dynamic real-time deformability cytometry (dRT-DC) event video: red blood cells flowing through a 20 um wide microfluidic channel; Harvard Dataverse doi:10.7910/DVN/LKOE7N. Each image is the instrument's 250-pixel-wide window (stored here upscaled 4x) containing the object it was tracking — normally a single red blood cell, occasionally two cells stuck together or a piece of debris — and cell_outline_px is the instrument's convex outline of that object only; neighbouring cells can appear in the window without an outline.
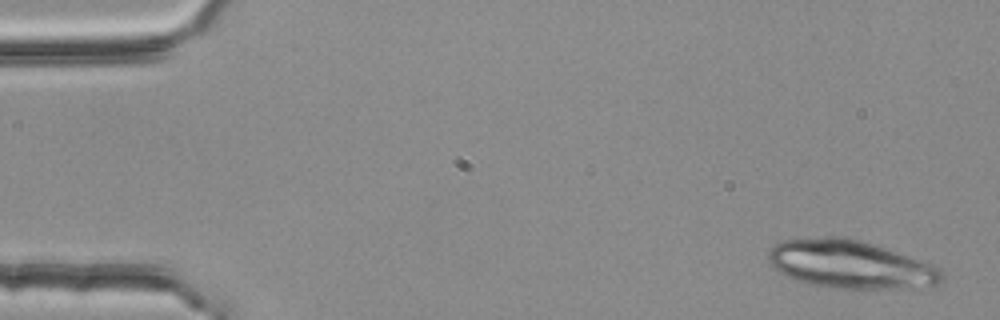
{"species": "common noctule bat (a hibernating species)", "species_latin": "Nyctalus noctula", "temperature_condition": "room temperature", "stored_images_in_passage": 4, "camera_frame_rate_fps": 3000, "um_per_image_px": 0.085, "animal": {"sex": "female", "body_mass_g": 25.1}, "frame": {"image": 1, "passage_image": 1, "time_ms": 0.0, "image_size_px": [1000, 320], "cell_outline_px": [[944, 280], [940, 284], [912, 288], [836, 288], [812, 284], [788, 276], [780, 272], [768, 260], [768, 248], [784, 240], [824, 236], [844, 236], [860, 240], [932, 264], [940, 268], [944, 272]], "centroid_in_image_um": [72.31, 22.46], "position_along_channel_um": 12.7, "area_um2": 48.32}}